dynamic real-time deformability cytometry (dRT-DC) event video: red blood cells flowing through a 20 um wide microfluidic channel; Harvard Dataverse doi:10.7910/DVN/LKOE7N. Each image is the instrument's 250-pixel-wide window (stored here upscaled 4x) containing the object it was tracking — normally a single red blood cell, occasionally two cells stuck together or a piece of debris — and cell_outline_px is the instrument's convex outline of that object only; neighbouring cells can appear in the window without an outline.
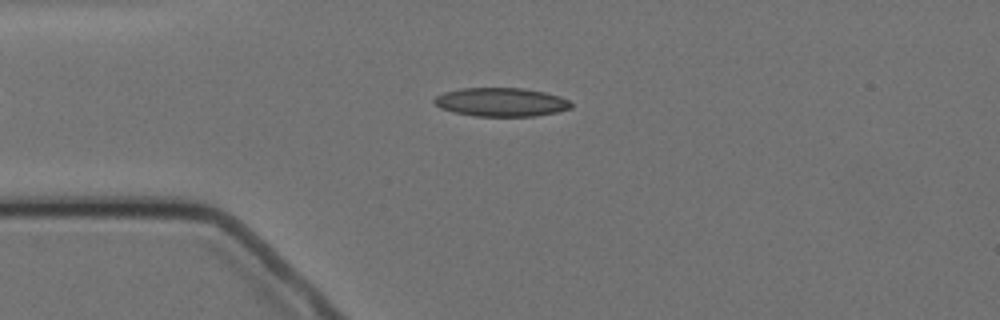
{"species": "Egyptian fruit bat (a non-hibernating species)", "species_latin": "Rousettus aegyptiacus", "temperature_condition": "cold", "stored_images_in_passage": 3, "camera_frame_rate_fps": 3000, "um_per_image_px": 0.085, "animal": {"sex": "female"}, "frame": {"image": 1, "passage_image": 3, "time_ms": 2.0, "image_size_px": [1000, 320], "cell_outline_px": [[572, 108], [556, 112], [536, 116], [476, 116], [452, 112], [440, 108], [432, 100], [436, 96], [444, 92], [460, 88], [524, 88], [544, 92], [560, 96], [568, 100], [572, 104]], "centroid_in_image_um": [42.59, 8.68], "position_along_channel_um": 42.4, "area_um2": 22.95}}